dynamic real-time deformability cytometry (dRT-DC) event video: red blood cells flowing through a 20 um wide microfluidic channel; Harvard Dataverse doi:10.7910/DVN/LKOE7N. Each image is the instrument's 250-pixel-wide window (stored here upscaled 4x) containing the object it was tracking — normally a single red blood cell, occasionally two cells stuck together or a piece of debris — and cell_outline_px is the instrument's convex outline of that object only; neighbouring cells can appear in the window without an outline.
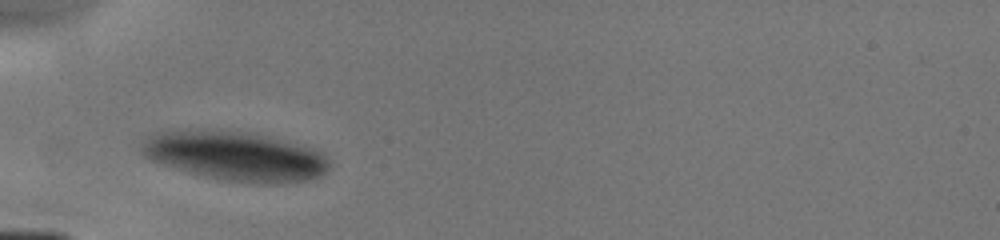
{"species": "human", "species_latin": "Homo sapiens", "temperature_condition": "cold", "stored_images_in_passage": 4, "camera_frame_rate_fps": 3000, "um_per_image_px": 0.085, "donor": {"sex": "male"}, "frame": {"image": 1, "passage_image": 2, "time_ms": 1.667, "image_size_px": [1000, 240], "cell_outline_px": [[332, 164], [328, 172], [312, 180], [264, 184], [248, 184], [220, 180], [188, 172], [152, 160], [144, 156], [140, 152], [140, 144], [148, 136], [156, 132], [244, 132], [268, 136], [316, 148], [324, 152], [328, 156]], "centroid_in_image_um": [20.14, 13.31], "position_along_channel_um": 64.9, "area_um2": 53.87}}
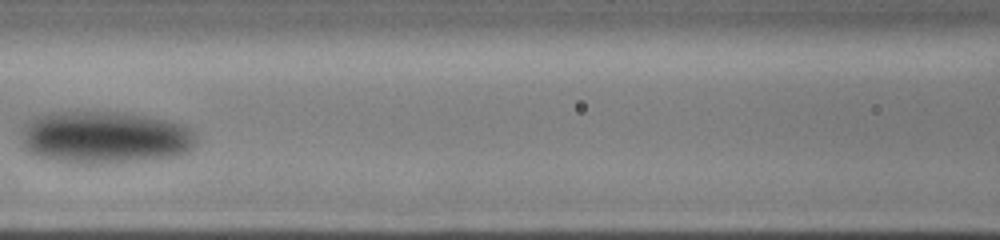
{"frame": {"image": 2, "passage_image": 4, "time_ms": 4.0, "image_size_px": [1000, 240], "cell_outline_px": [[196, 144], [188, 152], [180, 156], [144, 160], [104, 164], [76, 164], [44, 160], [32, 156], [24, 148], [20, 140], [20, 128], [32, 116], [48, 112], [124, 112], [172, 120], [184, 124], [196, 132]], "centroid_in_image_um": [8.86, 11.69], "position_along_channel_um": 157.7, "area_um2": 55.49}}